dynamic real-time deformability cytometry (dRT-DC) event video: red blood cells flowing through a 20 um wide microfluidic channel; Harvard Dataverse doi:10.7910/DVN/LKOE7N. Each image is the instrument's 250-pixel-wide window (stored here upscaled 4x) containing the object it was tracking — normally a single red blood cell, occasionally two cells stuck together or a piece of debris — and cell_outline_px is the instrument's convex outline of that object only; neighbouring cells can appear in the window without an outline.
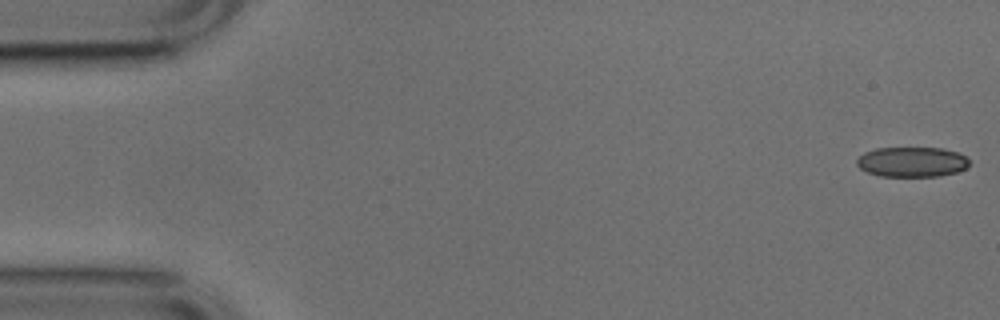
{"species": "common noctule bat (a hibernating species)", "species_latin": "Nyctalus noctula", "temperature_condition": "cold", "stored_images_in_passage": 19, "camera_frame_rate_fps": 3000, "um_per_image_px": 0.085, "animal": {"sex": "male", "body_mass_g": 17.9, "forearm_length_mm": 54.2}, "frame": {"image": 1, "passage_image": 1, "time_ms": 0.0, "image_size_px": [1000, 320], "cell_outline_px": [[968, 164], [964, 168], [956, 172], [940, 176], [880, 176], [868, 172], [860, 168], [856, 164], [856, 160], [864, 152], [876, 148], [940, 148], [956, 152], [964, 156], [968, 160]], "centroid_in_image_um": [77.47, 13.76], "position_along_channel_um": 7.5, "area_um2": 19.48}}
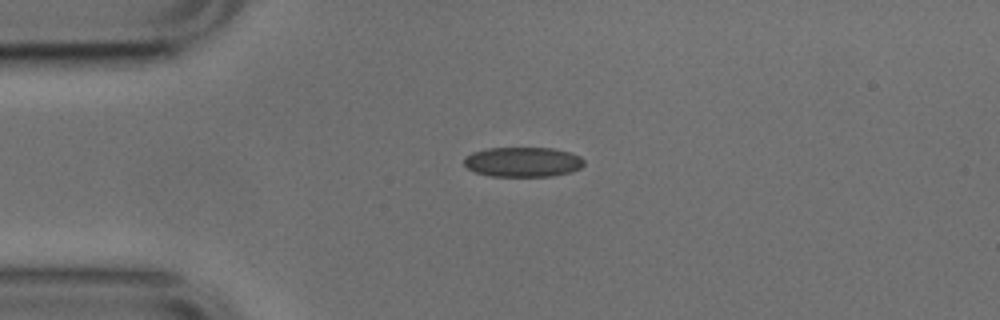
{"frame": {"image": 2, "passage_image": 12, "time_ms": 3.667, "image_size_px": [1000, 320], "cell_outline_px": [[584, 164], [580, 168], [572, 172], [552, 176], [492, 176], [476, 172], [468, 168], [464, 164], [464, 160], [472, 152], [488, 148], [552, 148], [568, 152], [580, 156], [584, 160]], "centroid_in_image_um": [44.47, 13.77], "position_along_channel_um": 40.5, "area_um2": 20.75}}